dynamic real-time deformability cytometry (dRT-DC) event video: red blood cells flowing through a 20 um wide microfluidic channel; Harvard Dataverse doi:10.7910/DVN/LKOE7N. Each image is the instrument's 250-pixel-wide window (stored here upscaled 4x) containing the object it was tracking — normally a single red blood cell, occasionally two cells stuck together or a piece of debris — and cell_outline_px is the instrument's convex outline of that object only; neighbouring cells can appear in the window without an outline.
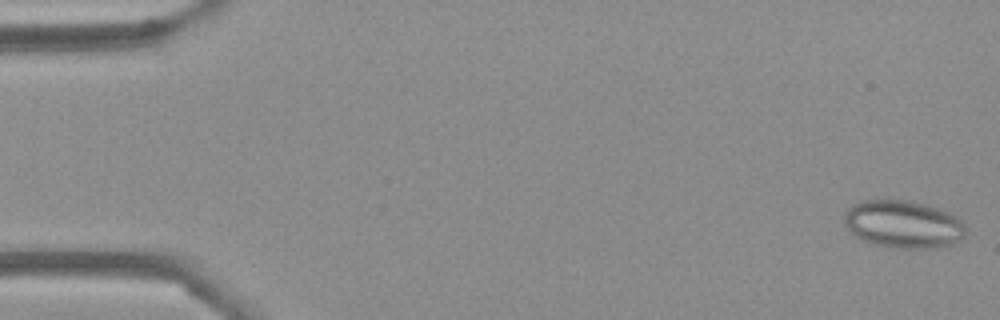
{"species": "Egyptian fruit bat (a non-hibernating species)", "species_latin": "Rousettus aegyptiacus", "temperature_condition": "cold", "stored_images_in_passage": 54, "camera_frame_rate_fps": 3000, "um_per_image_px": 0.085, "frame": {"image": 1, "passage_image": 1, "time_ms": 0.0, "image_size_px": [1000, 320], "cell_outline_px": [[964, 236], [952, 244], [944, 248], [896, 248], [872, 244], [856, 236], [844, 224], [844, 212], [852, 204], [860, 200], [908, 200], [928, 204], [948, 212], [956, 216], [964, 224]], "centroid_in_image_um": [76.77, 19.05], "position_along_channel_um": 8.2, "area_um2": 33.99}}
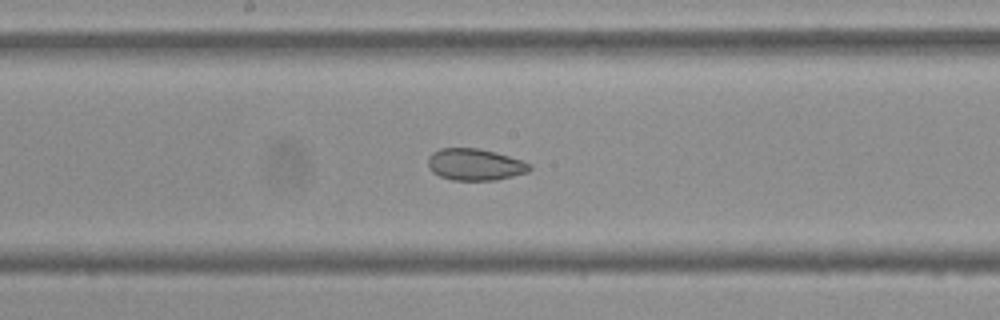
{"frame": {"image": 2, "passage_image": 28, "time_ms": 9.0, "image_size_px": [1000, 320], "cell_outline_px": [[532, 168], [528, 172], [496, 180], [452, 180], [440, 176], [432, 172], [428, 164], [428, 156], [432, 152], [440, 148], [480, 148], [496, 152], [524, 160], [532, 164]], "centroid_in_image_um": [40.4, 13.97], "position_along_channel_um": 207.8, "area_um2": 19.02}}
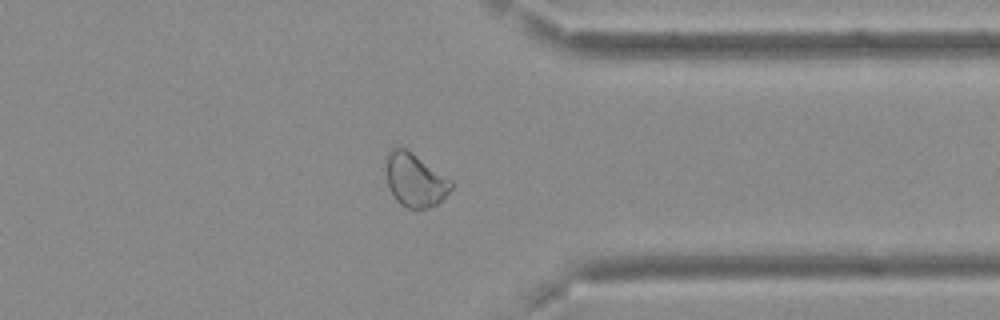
{"frame": {"image": 3, "passage_image": 42, "time_ms": 13.667, "image_size_px": [1000, 320], "cell_outline_px": [[456, 184], [436, 204], [428, 208], [408, 208], [400, 204], [396, 200], [388, 188], [388, 152], [392, 148], [404, 148], [452, 180]], "centroid_in_image_um": [35.3, 15.34], "position_along_channel_um": 376.1, "area_um2": 19.65}, "authors_computed_cell_mechanics": {"area_um2": 22.4553, "velocity_mm_per_s": 3.7215, "shape_relaxation_time_tau1_ms": null, "shape_relaxation_time_tau2_ms": 1.9026, "deformation_change_tau1": null, "deformation_change_tau2": 0.0623}}